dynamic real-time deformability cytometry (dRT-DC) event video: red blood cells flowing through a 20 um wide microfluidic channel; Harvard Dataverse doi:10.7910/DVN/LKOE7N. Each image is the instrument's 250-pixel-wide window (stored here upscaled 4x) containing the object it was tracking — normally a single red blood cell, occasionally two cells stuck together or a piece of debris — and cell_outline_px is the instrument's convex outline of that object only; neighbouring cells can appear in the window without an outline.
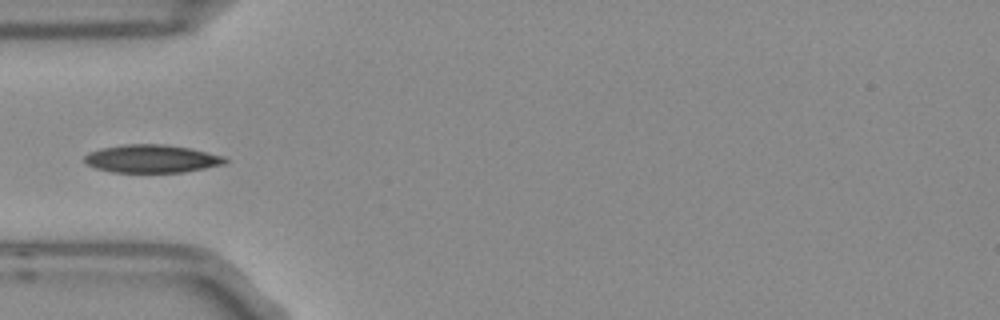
{"species": "Egyptian fruit bat (a non-hibernating species)", "species_latin": "Rousettus aegyptiacus", "temperature_condition": "room temperature", "stored_images_in_passage": 35, "camera_frame_rate_fps": 3000, "um_per_image_px": 0.085, "frame": {"image": 1, "passage_image": 1, "time_ms": 0.0, "image_size_px": [1000, 320], "cell_outline_px": [[228, 160], [224, 164], [184, 172], [112, 172], [96, 168], [88, 164], [84, 160], [84, 156], [88, 152], [100, 148], [124, 144], [164, 144], [188, 148], [224, 156]], "centroid_in_image_um": [12.87, 13.49], "position_along_channel_um": 72.1, "area_um2": 22.83}}
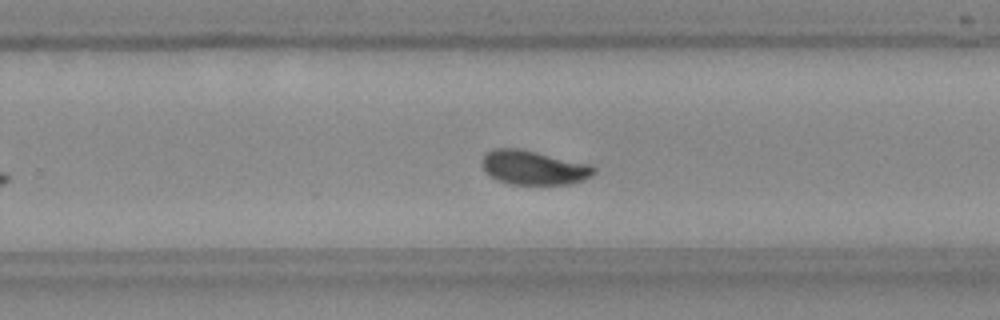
{"frame": {"image": 2, "passage_image": 18, "time_ms": 5.667, "image_size_px": [1000, 320], "cell_outline_px": [[596, 172], [592, 176], [568, 184], [512, 184], [500, 180], [492, 176], [480, 164], [480, 160], [484, 152], [492, 148], [516, 148], [536, 152], [592, 164], [596, 168]], "centroid_in_image_um": [45.35, 14.22], "position_along_channel_um": 284.4, "area_um2": 22.25}}
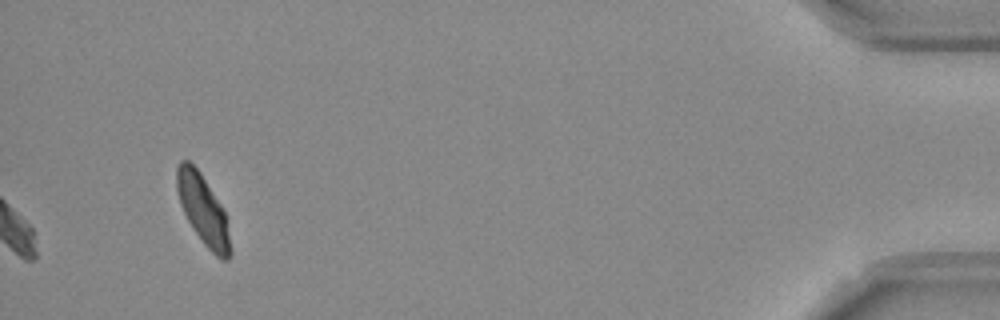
{"frame": {"image": 3, "passage_image": 35, "time_ms": 11.333, "image_size_px": [1000, 320], "cell_outline_px": [[232, 256], [228, 260], [220, 260], [204, 244], [192, 228], [184, 212], [176, 188], [176, 168], [180, 160], [188, 160], [200, 172], [220, 204], [224, 212], [232, 248]], "centroid_in_image_um": [17.26, 17.86], "position_along_channel_um": 417.9, "area_um2": 21.5}}